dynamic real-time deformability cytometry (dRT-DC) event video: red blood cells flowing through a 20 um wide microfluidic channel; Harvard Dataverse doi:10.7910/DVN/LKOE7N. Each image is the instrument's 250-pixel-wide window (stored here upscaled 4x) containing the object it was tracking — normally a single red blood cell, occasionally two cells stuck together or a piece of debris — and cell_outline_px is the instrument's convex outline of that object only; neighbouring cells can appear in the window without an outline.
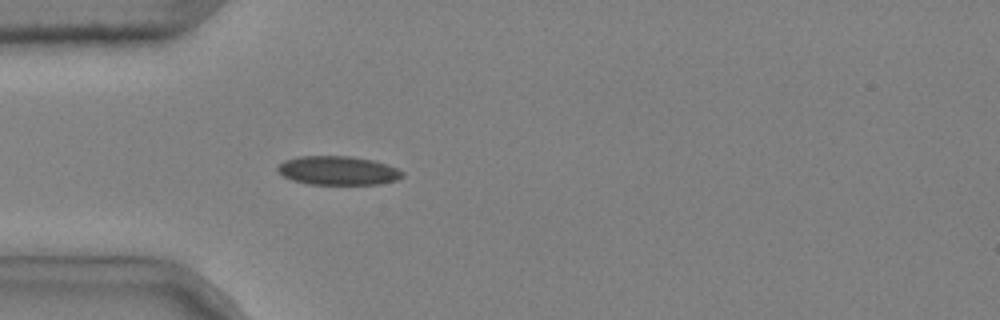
{"species": "common noctule bat (a hibernating species)", "species_latin": "Nyctalus noctula", "temperature_condition": "cold", "stored_images_in_passage": 4, "camera_frame_rate_fps": 3000, "um_per_image_px": 0.085, "animal": {"sex": "male", "body_mass_g": 20.4}, "frame": {"image": 1, "passage_image": 4, "time_ms": 1.0, "image_size_px": [1000, 320], "cell_outline_px": [[404, 176], [396, 180], [380, 184], [308, 184], [292, 180], [284, 176], [276, 168], [284, 160], [300, 156], [352, 156], [372, 160], [388, 164], [404, 172]], "centroid_in_image_um": [28.75, 14.49], "position_along_channel_um": 56.3, "area_um2": 20.98}}